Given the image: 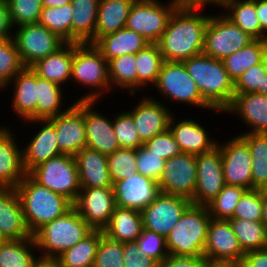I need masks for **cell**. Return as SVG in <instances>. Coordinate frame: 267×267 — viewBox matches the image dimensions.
<instances>
[{
    "mask_svg": "<svg viewBox=\"0 0 267 267\" xmlns=\"http://www.w3.org/2000/svg\"><path fill=\"white\" fill-rule=\"evenodd\" d=\"M170 110L153 97H143L131 111H128L132 115L138 135L143 143L169 129V122L174 113H171Z\"/></svg>",
    "mask_w": 267,
    "mask_h": 267,
    "instance_id": "obj_20",
    "label": "cell"
},
{
    "mask_svg": "<svg viewBox=\"0 0 267 267\" xmlns=\"http://www.w3.org/2000/svg\"><path fill=\"white\" fill-rule=\"evenodd\" d=\"M72 3L62 7H43L38 23L59 36L66 43H72Z\"/></svg>",
    "mask_w": 267,
    "mask_h": 267,
    "instance_id": "obj_43",
    "label": "cell"
},
{
    "mask_svg": "<svg viewBox=\"0 0 267 267\" xmlns=\"http://www.w3.org/2000/svg\"><path fill=\"white\" fill-rule=\"evenodd\" d=\"M244 255L229 220L211 218L204 248L207 262L239 265Z\"/></svg>",
    "mask_w": 267,
    "mask_h": 267,
    "instance_id": "obj_13",
    "label": "cell"
},
{
    "mask_svg": "<svg viewBox=\"0 0 267 267\" xmlns=\"http://www.w3.org/2000/svg\"><path fill=\"white\" fill-rule=\"evenodd\" d=\"M74 158L81 188L113 187L107 155L85 147Z\"/></svg>",
    "mask_w": 267,
    "mask_h": 267,
    "instance_id": "obj_27",
    "label": "cell"
},
{
    "mask_svg": "<svg viewBox=\"0 0 267 267\" xmlns=\"http://www.w3.org/2000/svg\"><path fill=\"white\" fill-rule=\"evenodd\" d=\"M116 206L142 211L160 193L158 183L140 173L113 182Z\"/></svg>",
    "mask_w": 267,
    "mask_h": 267,
    "instance_id": "obj_19",
    "label": "cell"
},
{
    "mask_svg": "<svg viewBox=\"0 0 267 267\" xmlns=\"http://www.w3.org/2000/svg\"><path fill=\"white\" fill-rule=\"evenodd\" d=\"M183 2H208V0H182Z\"/></svg>",
    "mask_w": 267,
    "mask_h": 267,
    "instance_id": "obj_67",
    "label": "cell"
},
{
    "mask_svg": "<svg viewBox=\"0 0 267 267\" xmlns=\"http://www.w3.org/2000/svg\"><path fill=\"white\" fill-rule=\"evenodd\" d=\"M135 54H125L108 62V79L111 87L128 89L131 96L137 92Z\"/></svg>",
    "mask_w": 267,
    "mask_h": 267,
    "instance_id": "obj_42",
    "label": "cell"
},
{
    "mask_svg": "<svg viewBox=\"0 0 267 267\" xmlns=\"http://www.w3.org/2000/svg\"><path fill=\"white\" fill-rule=\"evenodd\" d=\"M169 1L162 4L159 0H135L127 17L126 28L150 43H157L173 12L183 3L182 0Z\"/></svg>",
    "mask_w": 267,
    "mask_h": 267,
    "instance_id": "obj_8",
    "label": "cell"
},
{
    "mask_svg": "<svg viewBox=\"0 0 267 267\" xmlns=\"http://www.w3.org/2000/svg\"><path fill=\"white\" fill-rule=\"evenodd\" d=\"M71 0H42L43 7H62Z\"/></svg>",
    "mask_w": 267,
    "mask_h": 267,
    "instance_id": "obj_61",
    "label": "cell"
},
{
    "mask_svg": "<svg viewBox=\"0 0 267 267\" xmlns=\"http://www.w3.org/2000/svg\"><path fill=\"white\" fill-rule=\"evenodd\" d=\"M253 38L229 20L225 14L211 15L204 33L203 53L217 60L241 50Z\"/></svg>",
    "mask_w": 267,
    "mask_h": 267,
    "instance_id": "obj_10",
    "label": "cell"
},
{
    "mask_svg": "<svg viewBox=\"0 0 267 267\" xmlns=\"http://www.w3.org/2000/svg\"><path fill=\"white\" fill-rule=\"evenodd\" d=\"M37 103L36 120H48L67 111L72 105L63 108L62 86L41 78L36 74ZM62 106V108H61ZM63 111H62V110Z\"/></svg>",
    "mask_w": 267,
    "mask_h": 267,
    "instance_id": "obj_36",
    "label": "cell"
},
{
    "mask_svg": "<svg viewBox=\"0 0 267 267\" xmlns=\"http://www.w3.org/2000/svg\"><path fill=\"white\" fill-rule=\"evenodd\" d=\"M240 267H267V248L245 253Z\"/></svg>",
    "mask_w": 267,
    "mask_h": 267,
    "instance_id": "obj_57",
    "label": "cell"
},
{
    "mask_svg": "<svg viewBox=\"0 0 267 267\" xmlns=\"http://www.w3.org/2000/svg\"><path fill=\"white\" fill-rule=\"evenodd\" d=\"M143 230L141 212L133 209L115 207L103 234L118 242L136 241Z\"/></svg>",
    "mask_w": 267,
    "mask_h": 267,
    "instance_id": "obj_31",
    "label": "cell"
},
{
    "mask_svg": "<svg viewBox=\"0 0 267 267\" xmlns=\"http://www.w3.org/2000/svg\"><path fill=\"white\" fill-rule=\"evenodd\" d=\"M202 98L218 113L224 112L234 98V81L229 77L222 60L204 53L183 61Z\"/></svg>",
    "mask_w": 267,
    "mask_h": 267,
    "instance_id": "obj_2",
    "label": "cell"
},
{
    "mask_svg": "<svg viewBox=\"0 0 267 267\" xmlns=\"http://www.w3.org/2000/svg\"><path fill=\"white\" fill-rule=\"evenodd\" d=\"M256 93L267 95V74L262 81V88H259Z\"/></svg>",
    "mask_w": 267,
    "mask_h": 267,
    "instance_id": "obj_63",
    "label": "cell"
},
{
    "mask_svg": "<svg viewBox=\"0 0 267 267\" xmlns=\"http://www.w3.org/2000/svg\"><path fill=\"white\" fill-rule=\"evenodd\" d=\"M244 253L267 248V228L262 221L228 219Z\"/></svg>",
    "mask_w": 267,
    "mask_h": 267,
    "instance_id": "obj_39",
    "label": "cell"
},
{
    "mask_svg": "<svg viewBox=\"0 0 267 267\" xmlns=\"http://www.w3.org/2000/svg\"><path fill=\"white\" fill-rule=\"evenodd\" d=\"M116 115L113 119V129L120 148L138 149L141 147L143 142L138 135L132 115L128 111Z\"/></svg>",
    "mask_w": 267,
    "mask_h": 267,
    "instance_id": "obj_49",
    "label": "cell"
},
{
    "mask_svg": "<svg viewBox=\"0 0 267 267\" xmlns=\"http://www.w3.org/2000/svg\"><path fill=\"white\" fill-rule=\"evenodd\" d=\"M101 230H92L80 242L57 257L60 267H93Z\"/></svg>",
    "mask_w": 267,
    "mask_h": 267,
    "instance_id": "obj_37",
    "label": "cell"
},
{
    "mask_svg": "<svg viewBox=\"0 0 267 267\" xmlns=\"http://www.w3.org/2000/svg\"><path fill=\"white\" fill-rule=\"evenodd\" d=\"M135 0H100L95 42L102 36L126 27L127 17Z\"/></svg>",
    "mask_w": 267,
    "mask_h": 267,
    "instance_id": "obj_33",
    "label": "cell"
},
{
    "mask_svg": "<svg viewBox=\"0 0 267 267\" xmlns=\"http://www.w3.org/2000/svg\"><path fill=\"white\" fill-rule=\"evenodd\" d=\"M136 242L140 253L151 257L157 263H160L169 255L166 238L155 232L143 229Z\"/></svg>",
    "mask_w": 267,
    "mask_h": 267,
    "instance_id": "obj_51",
    "label": "cell"
},
{
    "mask_svg": "<svg viewBox=\"0 0 267 267\" xmlns=\"http://www.w3.org/2000/svg\"><path fill=\"white\" fill-rule=\"evenodd\" d=\"M9 83L14 86L11 104L14 113L24 121L36 120V73L31 67H24Z\"/></svg>",
    "mask_w": 267,
    "mask_h": 267,
    "instance_id": "obj_28",
    "label": "cell"
},
{
    "mask_svg": "<svg viewBox=\"0 0 267 267\" xmlns=\"http://www.w3.org/2000/svg\"><path fill=\"white\" fill-rule=\"evenodd\" d=\"M263 63L267 66V38L263 40Z\"/></svg>",
    "mask_w": 267,
    "mask_h": 267,
    "instance_id": "obj_65",
    "label": "cell"
},
{
    "mask_svg": "<svg viewBox=\"0 0 267 267\" xmlns=\"http://www.w3.org/2000/svg\"><path fill=\"white\" fill-rule=\"evenodd\" d=\"M205 267H240L235 264L207 263Z\"/></svg>",
    "mask_w": 267,
    "mask_h": 267,
    "instance_id": "obj_64",
    "label": "cell"
},
{
    "mask_svg": "<svg viewBox=\"0 0 267 267\" xmlns=\"http://www.w3.org/2000/svg\"><path fill=\"white\" fill-rule=\"evenodd\" d=\"M6 2L13 28L38 23L43 8L42 0H6Z\"/></svg>",
    "mask_w": 267,
    "mask_h": 267,
    "instance_id": "obj_47",
    "label": "cell"
},
{
    "mask_svg": "<svg viewBox=\"0 0 267 267\" xmlns=\"http://www.w3.org/2000/svg\"><path fill=\"white\" fill-rule=\"evenodd\" d=\"M165 159L150 153L143 145L136 149L137 172L156 182L162 175Z\"/></svg>",
    "mask_w": 267,
    "mask_h": 267,
    "instance_id": "obj_54",
    "label": "cell"
},
{
    "mask_svg": "<svg viewBox=\"0 0 267 267\" xmlns=\"http://www.w3.org/2000/svg\"><path fill=\"white\" fill-rule=\"evenodd\" d=\"M239 136L251 153L252 190H267V134L244 132Z\"/></svg>",
    "mask_w": 267,
    "mask_h": 267,
    "instance_id": "obj_35",
    "label": "cell"
},
{
    "mask_svg": "<svg viewBox=\"0 0 267 267\" xmlns=\"http://www.w3.org/2000/svg\"><path fill=\"white\" fill-rule=\"evenodd\" d=\"M262 222L267 228V190H263V211H262Z\"/></svg>",
    "mask_w": 267,
    "mask_h": 267,
    "instance_id": "obj_62",
    "label": "cell"
},
{
    "mask_svg": "<svg viewBox=\"0 0 267 267\" xmlns=\"http://www.w3.org/2000/svg\"><path fill=\"white\" fill-rule=\"evenodd\" d=\"M123 252L124 267H157L158 265L154 259L140 253L136 241L124 242Z\"/></svg>",
    "mask_w": 267,
    "mask_h": 267,
    "instance_id": "obj_55",
    "label": "cell"
},
{
    "mask_svg": "<svg viewBox=\"0 0 267 267\" xmlns=\"http://www.w3.org/2000/svg\"><path fill=\"white\" fill-rule=\"evenodd\" d=\"M157 183L161 193L191 201L197 184L196 155L182 152L166 160Z\"/></svg>",
    "mask_w": 267,
    "mask_h": 267,
    "instance_id": "obj_12",
    "label": "cell"
},
{
    "mask_svg": "<svg viewBox=\"0 0 267 267\" xmlns=\"http://www.w3.org/2000/svg\"><path fill=\"white\" fill-rule=\"evenodd\" d=\"M73 7L72 43H95L100 0H71Z\"/></svg>",
    "mask_w": 267,
    "mask_h": 267,
    "instance_id": "obj_32",
    "label": "cell"
},
{
    "mask_svg": "<svg viewBox=\"0 0 267 267\" xmlns=\"http://www.w3.org/2000/svg\"><path fill=\"white\" fill-rule=\"evenodd\" d=\"M263 57V39H253L241 50L225 57L222 62L229 77L236 79L248 68L261 63Z\"/></svg>",
    "mask_w": 267,
    "mask_h": 267,
    "instance_id": "obj_40",
    "label": "cell"
},
{
    "mask_svg": "<svg viewBox=\"0 0 267 267\" xmlns=\"http://www.w3.org/2000/svg\"><path fill=\"white\" fill-rule=\"evenodd\" d=\"M13 40L25 67L56 52L66 42L39 23L24 24L16 27Z\"/></svg>",
    "mask_w": 267,
    "mask_h": 267,
    "instance_id": "obj_11",
    "label": "cell"
},
{
    "mask_svg": "<svg viewBox=\"0 0 267 267\" xmlns=\"http://www.w3.org/2000/svg\"><path fill=\"white\" fill-rule=\"evenodd\" d=\"M49 120L55 126L62 154L75 156L86 147L84 100L75 101L67 111Z\"/></svg>",
    "mask_w": 267,
    "mask_h": 267,
    "instance_id": "obj_18",
    "label": "cell"
},
{
    "mask_svg": "<svg viewBox=\"0 0 267 267\" xmlns=\"http://www.w3.org/2000/svg\"><path fill=\"white\" fill-rule=\"evenodd\" d=\"M210 219L207 206L191 204L166 237L169 255L204 257Z\"/></svg>",
    "mask_w": 267,
    "mask_h": 267,
    "instance_id": "obj_4",
    "label": "cell"
},
{
    "mask_svg": "<svg viewBox=\"0 0 267 267\" xmlns=\"http://www.w3.org/2000/svg\"><path fill=\"white\" fill-rule=\"evenodd\" d=\"M24 67L13 38L5 40L0 45V89L9 86V82Z\"/></svg>",
    "mask_w": 267,
    "mask_h": 267,
    "instance_id": "obj_46",
    "label": "cell"
},
{
    "mask_svg": "<svg viewBox=\"0 0 267 267\" xmlns=\"http://www.w3.org/2000/svg\"><path fill=\"white\" fill-rule=\"evenodd\" d=\"M245 191L243 187L225 184L219 194L207 205L211 218L224 220L232 218L235 207Z\"/></svg>",
    "mask_w": 267,
    "mask_h": 267,
    "instance_id": "obj_44",
    "label": "cell"
},
{
    "mask_svg": "<svg viewBox=\"0 0 267 267\" xmlns=\"http://www.w3.org/2000/svg\"><path fill=\"white\" fill-rule=\"evenodd\" d=\"M227 141L221 145L217 143L222 155L225 184L252 190V158L248 144L237 135Z\"/></svg>",
    "mask_w": 267,
    "mask_h": 267,
    "instance_id": "obj_16",
    "label": "cell"
},
{
    "mask_svg": "<svg viewBox=\"0 0 267 267\" xmlns=\"http://www.w3.org/2000/svg\"><path fill=\"white\" fill-rule=\"evenodd\" d=\"M98 101L84 100L86 147L109 155L120 148L113 129V120L94 110ZM102 114V115H101Z\"/></svg>",
    "mask_w": 267,
    "mask_h": 267,
    "instance_id": "obj_21",
    "label": "cell"
},
{
    "mask_svg": "<svg viewBox=\"0 0 267 267\" xmlns=\"http://www.w3.org/2000/svg\"><path fill=\"white\" fill-rule=\"evenodd\" d=\"M14 136L8 127L0 126V188H16L27 174Z\"/></svg>",
    "mask_w": 267,
    "mask_h": 267,
    "instance_id": "obj_23",
    "label": "cell"
},
{
    "mask_svg": "<svg viewBox=\"0 0 267 267\" xmlns=\"http://www.w3.org/2000/svg\"><path fill=\"white\" fill-rule=\"evenodd\" d=\"M148 44H150V42L140 34L125 27L100 37L94 43V46L109 62L111 59L125 54H136Z\"/></svg>",
    "mask_w": 267,
    "mask_h": 267,
    "instance_id": "obj_30",
    "label": "cell"
},
{
    "mask_svg": "<svg viewBox=\"0 0 267 267\" xmlns=\"http://www.w3.org/2000/svg\"><path fill=\"white\" fill-rule=\"evenodd\" d=\"M27 174L39 185L66 197L73 204L76 202L81 185L74 156L61 154L50 158Z\"/></svg>",
    "mask_w": 267,
    "mask_h": 267,
    "instance_id": "obj_7",
    "label": "cell"
},
{
    "mask_svg": "<svg viewBox=\"0 0 267 267\" xmlns=\"http://www.w3.org/2000/svg\"><path fill=\"white\" fill-rule=\"evenodd\" d=\"M74 43H65L56 52L44 57L31 66L41 78L63 87L71 79Z\"/></svg>",
    "mask_w": 267,
    "mask_h": 267,
    "instance_id": "obj_29",
    "label": "cell"
},
{
    "mask_svg": "<svg viewBox=\"0 0 267 267\" xmlns=\"http://www.w3.org/2000/svg\"><path fill=\"white\" fill-rule=\"evenodd\" d=\"M196 168L197 184L191 202L207 206L225 185L220 148L196 155Z\"/></svg>",
    "mask_w": 267,
    "mask_h": 267,
    "instance_id": "obj_15",
    "label": "cell"
},
{
    "mask_svg": "<svg viewBox=\"0 0 267 267\" xmlns=\"http://www.w3.org/2000/svg\"><path fill=\"white\" fill-rule=\"evenodd\" d=\"M138 91L147 85H156L164 62L157 43H150L135 54Z\"/></svg>",
    "mask_w": 267,
    "mask_h": 267,
    "instance_id": "obj_38",
    "label": "cell"
},
{
    "mask_svg": "<svg viewBox=\"0 0 267 267\" xmlns=\"http://www.w3.org/2000/svg\"><path fill=\"white\" fill-rule=\"evenodd\" d=\"M6 241V239L0 234V246Z\"/></svg>",
    "mask_w": 267,
    "mask_h": 267,
    "instance_id": "obj_68",
    "label": "cell"
},
{
    "mask_svg": "<svg viewBox=\"0 0 267 267\" xmlns=\"http://www.w3.org/2000/svg\"><path fill=\"white\" fill-rule=\"evenodd\" d=\"M225 8V16L253 39H261V26L256 13V0H215ZM230 11V12H229Z\"/></svg>",
    "mask_w": 267,
    "mask_h": 267,
    "instance_id": "obj_34",
    "label": "cell"
},
{
    "mask_svg": "<svg viewBox=\"0 0 267 267\" xmlns=\"http://www.w3.org/2000/svg\"><path fill=\"white\" fill-rule=\"evenodd\" d=\"M71 81L92 89L78 100L98 101L104 92L112 90L108 79V61L94 44L74 43Z\"/></svg>",
    "mask_w": 267,
    "mask_h": 267,
    "instance_id": "obj_6",
    "label": "cell"
},
{
    "mask_svg": "<svg viewBox=\"0 0 267 267\" xmlns=\"http://www.w3.org/2000/svg\"><path fill=\"white\" fill-rule=\"evenodd\" d=\"M154 87L166 99L214 110L202 98L183 62L164 61Z\"/></svg>",
    "mask_w": 267,
    "mask_h": 267,
    "instance_id": "obj_9",
    "label": "cell"
},
{
    "mask_svg": "<svg viewBox=\"0 0 267 267\" xmlns=\"http://www.w3.org/2000/svg\"><path fill=\"white\" fill-rule=\"evenodd\" d=\"M209 4L216 5L215 2H183L173 12L157 42L164 61L183 62L203 53L204 33L210 16L198 11Z\"/></svg>",
    "mask_w": 267,
    "mask_h": 267,
    "instance_id": "obj_1",
    "label": "cell"
},
{
    "mask_svg": "<svg viewBox=\"0 0 267 267\" xmlns=\"http://www.w3.org/2000/svg\"><path fill=\"white\" fill-rule=\"evenodd\" d=\"M123 256V242L110 239L101 230L93 267H124Z\"/></svg>",
    "mask_w": 267,
    "mask_h": 267,
    "instance_id": "obj_48",
    "label": "cell"
},
{
    "mask_svg": "<svg viewBox=\"0 0 267 267\" xmlns=\"http://www.w3.org/2000/svg\"><path fill=\"white\" fill-rule=\"evenodd\" d=\"M13 36H0V45L7 39L12 38Z\"/></svg>",
    "mask_w": 267,
    "mask_h": 267,
    "instance_id": "obj_66",
    "label": "cell"
},
{
    "mask_svg": "<svg viewBox=\"0 0 267 267\" xmlns=\"http://www.w3.org/2000/svg\"><path fill=\"white\" fill-rule=\"evenodd\" d=\"M267 74L263 61L248 68L234 82V94L256 93L262 88V81Z\"/></svg>",
    "mask_w": 267,
    "mask_h": 267,
    "instance_id": "obj_52",
    "label": "cell"
},
{
    "mask_svg": "<svg viewBox=\"0 0 267 267\" xmlns=\"http://www.w3.org/2000/svg\"><path fill=\"white\" fill-rule=\"evenodd\" d=\"M92 230L73 206L64 215L44 224L33 234V237L37 250L42 251H38L39 255L57 258Z\"/></svg>",
    "mask_w": 267,
    "mask_h": 267,
    "instance_id": "obj_5",
    "label": "cell"
},
{
    "mask_svg": "<svg viewBox=\"0 0 267 267\" xmlns=\"http://www.w3.org/2000/svg\"><path fill=\"white\" fill-rule=\"evenodd\" d=\"M224 113L239 115L251 133L267 134V95L258 93L234 94Z\"/></svg>",
    "mask_w": 267,
    "mask_h": 267,
    "instance_id": "obj_26",
    "label": "cell"
},
{
    "mask_svg": "<svg viewBox=\"0 0 267 267\" xmlns=\"http://www.w3.org/2000/svg\"><path fill=\"white\" fill-rule=\"evenodd\" d=\"M73 206L93 230L103 231L116 207L113 188H81Z\"/></svg>",
    "mask_w": 267,
    "mask_h": 267,
    "instance_id": "obj_17",
    "label": "cell"
},
{
    "mask_svg": "<svg viewBox=\"0 0 267 267\" xmlns=\"http://www.w3.org/2000/svg\"><path fill=\"white\" fill-rule=\"evenodd\" d=\"M191 204L192 202L187 198L160 192L141 211L143 229L155 232L166 238Z\"/></svg>",
    "mask_w": 267,
    "mask_h": 267,
    "instance_id": "obj_14",
    "label": "cell"
},
{
    "mask_svg": "<svg viewBox=\"0 0 267 267\" xmlns=\"http://www.w3.org/2000/svg\"><path fill=\"white\" fill-rule=\"evenodd\" d=\"M263 211V190H246L237 203L233 217L262 221Z\"/></svg>",
    "mask_w": 267,
    "mask_h": 267,
    "instance_id": "obj_50",
    "label": "cell"
},
{
    "mask_svg": "<svg viewBox=\"0 0 267 267\" xmlns=\"http://www.w3.org/2000/svg\"><path fill=\"white\" fill-rule=\"evenodd\" d=\"M175 120L172 115L169 130L183 153L198 155L209 152L217 146L218 141L213 140L199 122L191 118H183L178 122Z\"/></svg>",
    "mask_w": 267,
    "mask_h": 267,
    "instance_id": "obj_25",
    "label": "cell"
},
{
    "mask_svg": "<svg viewBox=\"0 0 267 267\" xmlns=\"http://www.w3.org/2000/svg\"><path fill=\"white\" fill-rule=\"evenodd\" d=\"M143 146L150 153H154L165 160L182 153L169 129L145 141Z\"/></svg>",
    "mask_w": 267,
    "mask_h": 267,
    "instance_id": "obj_53",
    "label": "cell"
},
{
    "mask_svg": "<svg viewBox=\"0 0 267 267\" xmlns=\"http://www.w3.org/2000/svg\"><path fill=\"white\" fill-rule=\"evenodd\" d=\"M31 267H60L56 257L36 256Z\"/></svg>",
    "mask_w": 267,
    "mask_h": 267,
    "instance_id": "obj_60",
    "label": "cell"
},
{
    "mask_svg": "<svg viewBox=\"0 0 267 267\" xmlns=\"http://www.w3.org/2000/svg\"><path fill=\"white\" fill-rule=\"evenodd\" d=\"M26 225L33 235L44 224L64 215L73 203L39 185L28 174L16 186Z\"/></svg>",
    "mask_w": 267,
    "mask_h": 267,
    "instance_id": "obj_3",
    "label": "cell"
},
{
    "mask_svg": "<svg viewBox=\"0 0 267 267\" xmlns=\"http://www.w3.org/2000/svg\"><path fill=\"white\" fill-rule=\"evenodd\" d=\"M256 13L261 26V39L267 38V0H256Z\"/></svg>",
    "mask_w": 267,
    "mask_h": 267,
    "instance_id": "obj_59",
    "label": "cell"
},
{
    "mask_svg": "<svg viewBox=\"0 0 267 267\" xmlns=\"http://www.w3.org/2000/svg\"><path fill=\"white\" fill-rule=\"evenodd\" d=\"M24 122L43 124L41 129L34 134L26 148L22 149L23 166L28 173L35 166L49 160L50 158L61 155L57 143V135L54 124L48 120H26Z\"/></svg>",
    "mask_w": 267,
    "mask_h": 267,
    "instance_id": "obj_22",
    "label": "cell"
},
{
    "mask_svg": "<svg viewBox=\"0 0 267 267\" xmlns=\"http://www.w3.org/2000/svg\"><path fill=\"white\" fill-rule=\"evenodd\" d=\"M37 250L34 237L20 240H6L0 246V267H31Z\"/></svg>",
    "mask_w": 267,
    "mask_h": 267,
    "instance_id": "obj_41",
    "label": "cell"
},
{
    "mask_svg": "<svg viewBox=\"0 0 267 267\" xmlns=\"http://www.w3.org/2000/svg\"><path fill=\"white\" fill-rule=\"evenodd\" d=\"M205 257H184L168 255L157 267H205Z\"/></svg>",
    "mask_w": 267,
    "mask_h": 267,
    "instance_id": "obj_56",
    "label": "cell"
},
{
    "mask_svg": "<svg viewBox=\"0 0 267 267\" xmlns=\"http://www.w3.org/2000/svg\"><path fill=\"white\" fill-rule=\"evenodd\" d=\"M0 234L6 240L33 236L26 225L16 188H0Z\"/></svg>",
    "mask_w": 267,
    "mask_h": 267,
    "instance_id": "obj_24",
    "label": "cell"
},
{
    "mask_svg": "<svg viewBox=\"0 0 267 267\" xmlns=\"http://www.w3.org/2000/svg\"><path fill=\"white\" fill-rule=\"evenodd\" d=\"M112 182L129 178L137 173L136 149L119 148L107 155Z\"/></svg>",
    "mask_w": 267,
    "mask_h": 267,
    "instance_id": "obj_45",
    "label": "cell"
},
{
    "mask_svg": "<svg viewBox=\"0 0 267 267\" xmlns=\"http://www.w3.org/2000/svg\"><path fill=\"white\" fill-rule=\"evenodd\" d=\"M12 29L7 2L0 0V36H13Z\"/></svg>",
    "mask_w": 267,
    "mask_h": 267,
    "instance_id": "obj_58",
    "label": "cell"
}]
</instances>
